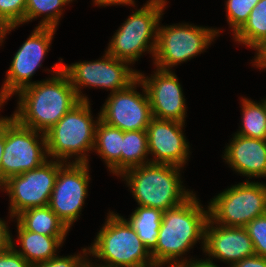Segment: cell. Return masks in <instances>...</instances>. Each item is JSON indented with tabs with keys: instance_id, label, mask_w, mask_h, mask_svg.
I'll return each mask as SVG.
<instances>
[{
	"instance_id": "cell-1",
	"label": "cell",
	"mask_w": 266,
	"mask_h": 267,
	"mask_svg": "<svg viewBox=\"0 0 266 267\" xmlns=\"http://www.w3.org/2000/svg\"><path fill=\"white\" fill-rule=\"evenodd\" d=\"M59 60L51 70L52 78L34 81L17 93L18 107L11 115L21 125L44 134L81 101L62 71L63 59Z\"/></svg>"
},
{
	"instance_id": "cell-2",
	"label": "cell",
	"mask_w": 266,
	"mask_h": 267,
	"mask_svg": "<svg viewBox=\"0 0 266 267\" xmlns=\"http://www.w3.org/2000/svg\"><path fill=\"white\" fill-rule=\"evenodd\" d=\"M198 200L193 194L179 206L163 211L157 245L150 253L155 265L173 266L194 261L182 255L187 254L199 240H202L203 250L209 210H205Z\"/></svg>"
},
{
	"instance_id": "cell-3",
	"label": "cell",
	"mask_w": 266,
	"mask_h": 267,
	"mask_svg": "<svg viewBox=\"0 0 266 267\" xmlns=\"http://www.w3.org/2000/svg\"><path fill=\"white\" fill-rule=\"evenodd\" d=\"M180 169L171 164L147 163L129 168L120 177L126 181L139 206L166 211L194 194L182 185Z\"/></svg>"
},
{
	"instance_id": "cell-4",
	"label": "cell",
	"mask_w": 266,
	"mask_h": 267,
	"mask_svg": "<svg viewBox=\"0 0 266 267\" xmlns=\"http://www.w3.org/2000/svg\"><path fill=\"white\" fill-rule=\"evenodd\" d=\"M107 214L104 226L88 247L89 256L103 264L94 265L89 259V267H154L151 254L125 218L113 211Z\"/></svg>"
},
{
	"instance_id": "cell-5",
	"label": "cell",
	"mask_w": 266,
	"mask_h": 267,
	"mask_svg": "<svg viewBox=\"0 0 266 267\" xmlns=\"http://www.w3.org/2000/svg\"><path fill=\"white\" fill-rule=\"evenodd\" d=\"M81 100L69 110L50 130L45 133L48 158L68 163L73 156L76 163H89L87 153L95 145V121L91 104Z\"/></svg>"
},
{
	"instance_id": "cell-6",
	"label": "cell",
	"mask_w": 266,
	"mask_h": 267,
	"mask_svg": "<svg viewBox=\"0 0 266 267\" xmlns=\"http://www.w3.org/2000/svg\"><path fill=\"white\" fill-rule=\"evenodd\" d=\"M166 0H148L144 6L126 19L112 36L106 52L113 57L134 64L148 51L154 58L158 25Z\"/></svg>"
},
{
	"instance_id": "cell-7",
	"label": "cell",
	"mask_w": 266,
	"mask_h": 267,
	"mask_svg": "<svg viewBox=\"0 0 266 267\" xmlns=\"http://www.w3.org/2000/svg\"><path fill=\"white\" fill-rule=\"evenodd\" d=\"M208 205L206 209L213 223L245 227L256 217L266 214V184L246 179L216 195Z\"/></svg>"
},
{
	"instance_id": "cell-8",
	"label": "cell",
	"mask_w": 266,
	"mask_h": 267,
	"mask_svg": "<svg viewBox=\"0 0 266 267\" xmlns=\"http://www.w3.org/2000/svg\"><path fill=\"white\" fill-rule=\"evenodd\" d=\"M192 24L158 25L157 45L153 63L156 68L171 70L204 52L219 36L220 29ZM206 48V49H205Z\"/></svg>"
},
{
	"instance_id": "cell-9",
	"label": "cell",
	"mask_w": 266,
	"mask_h": 267,
	"mask_svg": "<svg viewBox=\"0 0 266 267\" xmlns=\"http://www.w3.org/2000/svg\"><path fill=\"white\" fill-rule=\"evenodd\" d=\"M46 136L5 117V144L2 158V185L12 176L33 170L48 160Z\"/></svg>"
},
{
	"instance_id": "cell-10",
	"label": "cell",
	"mask_w": 266,
	"mask_h": 267,
	"mask_svg": "<svg viewBox=\"0 0 266 267\" xmlns=\"http://www.w3.org/2000/svg\"><path fill=\"white\" fill-rule=\"evenodd\" d=\"M129 65V62L119 60L105 51L102 59L63 64L62 71L68 76L79 99L89 101L82 93V87L109 89L110 93H114L133 83L138 78L139 71L133 70Z\"/></svg>"
},
{
	"instance_id": "cell-11",
	"label": "cell",
	"mask_w": 266,
	"mask_h": 267,
	"mask_svg": "<svg viewBox=\"0 0 266 267\" xmlns=\"http://www.w3.org/2000/svg\"><path fill=\"white\" fill-rule=\"evenodd\" d=\"M64 163L50 158L39 167L4 182L0 190H5L9 195L10 219L26 209L49 204L58 170Z\"/></svg>"
},
{
	"instance_id": "cell-12",
	"label": "cell",
	"mask_w": 266,
	"mask_h": 267,
	"mask_svg": "<svg viewBox=\"0 0 266 267\" xmlns=\"http://www.w3.org/2000/svg\"><path fill=\"white\" fill-rule=\"evenodd\" d=\"M55 32V28L36 26L19 47L0 90V108L13 94L17 95L21 89L34 84L30 80L37 68L42 67V60L49 51Z\"/></svg>"
},
{
	"instance_id": "cell-13",
	"label": "cell",
	"mask_w": 266,
	"mask_h": 267,
	"mask_svg": "<svg viewBox=\"0 0 266 267\" xmlns=\"http://www.w3.org/2000/svg\"><path fill=\"white\" fill-rule=\"evenodd\" d=\"M89 163L68 162L59 170L48 206L70 230L88 196Z\"/></svg>"
},
{
	"instance_id": "cell-14",
	"label": "cell",
	"mask_w": 266,
	"mask_h": 267,
	"mask_svg": "<svg viewBox=\"0 0 266 267\" xmlns=\"http://www.w3.org/2000/svg\"><path fill=\"white\" fill-rule=\"evenodd\" d=\"M141 86L142 94L136 87ZM100 110V119L125 131H146L153 119L147 92L141 80L137 78L127 88L110 93Z\"/></svg>"
},
{
	"instance_id": "cell-15",
	"label": "cell",
	"mask_w": 266,
	"mask_h": 267,
	"mask_svg": "<svg viewBox=\"0 0 266 267\" xmlns=\"http://www.w3.org/2000/svg\"><path fill=\"white\" fill-rule=\"evenodd\" d=\"M145 87L153 118L185 123L187 108L182 86L172 70L156 68L150 77L138 72Z\"/></svg>"
},
{
	"instance_id": "cell-16",
	"label": "cell",
	"mask_w": 266,
	"mask_h": 267,
	"mask_svg": "<svg viewBox=\"0 0 266 267\" xmlns=\"http://www.w3.org/2000/svg\"><path fill=\"white\" fill-rule=\"evenodd\" d=\"M185 123L153 118L147 127L150 163L171 164L181 168L190 155L189 142L183 133ZM154 154V155H153Z\"/></svg>"
},
{
	"instance_id": "cell-17",
	"label": "cell",
	"mask_w": 266,
	"mask_h": 267,
	"mask_svg": "<svg viewBox=\"0 0 266 267\" xmlns=\"http://www.w3.org/2000/svg\"><path fill=\"white\" fill-rule=\"evenodd\" d=\"M203 253L214 263L219 259L233 267L240 260L255 255L253 242L245 227H226L208 220L205 227ZM212 257V259H211Z\"/></svg>"
},
{
	"instance_id": "cell-18",
	"label": "cell",
	"mask_w": 266,
	"mask_h": 267,
	"mask_svg": "<svg viewBox=\"0 0 266 267\" xmlns=\"http://www.w3.org/2000/svg\"><path fill=\"white\" fill-rule=\"evenodd\" d=\"M225 146L223 159L236 173L252 177H266V140L234 134Z\"/></svg>"
},
{
	"instance_id": "cell-19",
	"label": "cell",
	"mask_w": 266,
	"mask_h": 267,
	"mask_svg": "<svg viewBox=\"0 0 266 267\" xmlns=\"http://www.w3.org/2000/svg\"><path fill=\"white\" fill-rule=\"evenodd\" d=\"M17 239L21 249L17 250L11 235V245L32 266L57 256V250L63 245L66 236H46L26 230L18 221Z\"/></svg>"
},
{
	"instance_id": "cell-20",
	"label": "cell",
	"mask_w": 266,
	"mask_h": 267,
	"mask_svg": "<svg viewBox=\"0 0 266 267\" xmlns=\"http://www.w3.org/2000/svg\"><path fill=\"white\" fill-rule=\"evenodd\" d=\"M124 132L103 122L100 118L95 129L96 151L105 162L109 171L117 177L121 174V151Z\"/></svg>"
},
{
	"instance_id": "cell-21",
	"label": "cell",
	"mask_w": 266,
	"mask_h": 267,
	"mask_svg": "<svg viewBox=\"0 0 266 267\" xmlns=\"http://www.w3.org/2000/svg\"><path fill=\"white\" fill-rule=\"evenodd\" d=\"M15 218L26 230L46 236H67L70 231L48 205L26 209Z\"/></svg>"
},
{
	"instance_id": "cell-22",
	"label": "cell",
	"mask_w": 266,
	"mask_h": 267,
	"mask_svg": "<svg viewBox=\"0 0 266 267\" xmlns=\"http://www.w3.org/2000/svg\"><path fill=\"white\" fill-rule=\"evenodd\" d=\"M162 216L163 211L160 209L138 206L130 218L125 219L136 231L149 253L156 248Z\"/></svg>"
},
{
	"instance_id": "cell-23",
	"label": "cell",
	"mask_w": 266,
	"mask_h": 267,
	"mask_svg": "<svg viewBox=\"0 0 266 267\" xmlns=\"http://www.w3.org/2000/svg\"><path fill=\"white\" fill-rule=\"evenodd\" d=\"M233 38L238 44L257 50L255 54L266 47V0L257 2L247 22Z\"/></svg>"
},
{
	"instance_id": "cell-24",
	"label": "cell",
	"mask_w": 266,
	"mask_h": 267,
	"mask_svg": "<svg viewBox=\"0 0 266 267\" xmlns=\"http://www.w3.org/2000/svg\"><path fill=\"white\" fill-rule=\"evenodd\" d=\"M241 103V126L235 134L266 140V99L256 103L244 97Z\"/></svg>"
},
{
	"instance_id": "cell-25",
	"label": "cell",
	"mask_w": 266,
	"mask_h": 267,
	"mask_svg": "<svg viewBox=\"0 0 266 267\" xmlns=\"http://www.w3.org/2000/svg\"><path fill=\"white\" fill-rule=\"evenodd\" d=\"M148 155L147 132L141 130L125 131L121 151V173L129 168L150 163Z\"/></svg>"
},
{
	"instance_id": "cell-26",
	"label": "cell",
	"mask_w": 266,
	"mask_h": 267,
	"mask_svg": "<svg viewBox=\"0 0 266 267\" xmlns=\"http://www.w3.org/2000/svg\"><path fill=\"white\" fill-rule=\"evenodd\" d=\"M73 0H26L25 23L44 15L38 27L57 28L63 8Z\"/></svg>"
},
{
	"instance_id": "cell-27",
	"label": "cell",
	"mask_w": 266,
	"mask_h": 267,
	"mask_svg": "<svg viewBox=\"0 0 266 267\" xmlns=\"http://www.w3.org/2000/svg\"><path fill=\"white\" fill-rule=\"evenodd\" d=\"M26 0H0V44L7 33L25 23ZM0 45V46H1Z\"/></svg>"
},
{
	"instance_id": "cell-28",
	"label": "cell",
	"mask_w": 266,
	"mask_h": 267,
	"mask_svg": "<svg viewBox=\"0 0 266 267\" xmlns=\"http://www.w3.org/2000/svg\"><path fill=\"white\" fill-rule=\"evenodd\" d=\"M259 0H227L226 17L235 35L247 22L249 14Z\"/></svg>"
},
{
	"instance_id": "cell-29",
	"label": "cell",
	"mask_w": 266,
	"mask_h": 267,
	"mask_svg": "<svg viewBox=\"0 0 266 267\" xmlns=\"http://www.w3.org/2000/svg\"><path fill=\"white\" fill-rule=\"evenodd\" d=\"M256 255L266 257V214L256 217L245 226Z\"/></svg>"
},
{
	"instance_id": "cell-30",
	"label": "cell",
	"mask_w": 266,
	"mask_h": 267,
	"mask_svg": "<svg viewBox=\"0 0 266 267\" xmlns=\"http://www.w3.org/2000/svg\"><path fill=\"white\" fill-rule=\"evenodd\" d=\"M82 254L69 256H55L50 260L33 265L32 267H89L87 258L88 248H82Z\"/></svg>"
},
{
	"instance_id": "cell-31",
	"label": "cell",
	"mask_w": 266,
	"mask_h": 267,
	"mask_svg": "<svg viewBox=\"0 0 266 267\" xmlns=\"http://www.w3.org/2000/svg\"><path fill=\"white\" fill-rule=\"evenodd\" d=\"M0 267H32V265L10 244L0 250Z\"/></svg>"
},
{
	"instance_id": "cell-32",
	"label": "cell",
	"mask_w": 266,
	"mask_h": 267,
	"mask_svg": "<svg viewBox=\"0 0 266 267\" xmlns=\"http://www.w3.org/2000/svg\"><path fill=\"white\" fill-rule=\"evenodd\" d=\"M233 267H266V257L255 254L240 260Z\"/></svg>"
},
{
	"instance_id": "cell-33",
	"label": "cell",
	"mask_w": 266,
	"mask_h": 267,
	"mask_svg": "<svg viewBox=\"0 0 266 267\" xmlns=\"http://www.w3.org/2000/svg\"><path fill=\"white\" fill-rule=\"evenodd\" d=\"M11 234L7 222L0 218V250L11 244Z\"/></svg>"
},
{
	"instance_id": "cell-34",
	"label": "cell",
	"mask_w": 266,
	"mask_h": 267,
	"mask_svg": "<svg viewBox=\"0 0 266 267\" xmlns=\"http://www.w3.org/2000/svg\"><path fill=\"white\" fill-rule=\"evenodd\" d=\"M5 144V117L0 118V187L2 186V158Z\"/></svg>"
},
{
	"instance_id": "cell-35",
	"label": "cell",
	"mask_w": 266,
	"mask_h": 267,
	"mask_svg": "<svg viewBox=\"0 0 266 267\" xmlns=\"http://www.w3.org/2000/svg\"><path fill=\"white\" fill-rule=\"evenodd\" d=\"M97 6H112V5H133L135 6V0H94L93 1Z\"/></svg>"
},
{
	"instance_id": "cell-36",
	"label": "cell",
	"mask_w": 266,
	"mask_h": 267,
	"mask_svg": "<svg viewBox=\"0 0 266 267\" xmlns=\"http://www.w3.org/2000/svg\"><path fill=\"white\" fill-rule=\"evenodd\" d=\"M175 267H219L215 263H209L207 261L202 260H195L194 261H189V262H183V263H178L174 265Z\"/></svg>"
},
{
	"instance_id": "cell-37",
	"label": "cell",
	"mask_w": 266,
	"mask_h": 267,
	"mask_svg": "<svg viewBox=\"0 0 266 267\" xmlns=\"http://www.w3.org/2000/svg\"><path fill=\"white\" fill-rule=\"evenodd\" d=\"M254 61L252 62L254 66H256L259 69H265L266 68V47L262 49L258 54L254 56Z\"/></svg>"
},
{
	"instance_id": "cell-38",
	"label": "cell",
	"mask_w": 266,
	"mask_h": 267,
	"mask_svg": "<svg viewBox=\"0 0 266 267\" xmlns=\"http://www.w3.org/2000/svg\"><path fill=\"white\" fill-rule=\"evenodd\" d=\"M154 267H163V265H155ZM164 267H165V265H164ZM167 267V266H166ZM168 267H175L174 265L173 266H169L168 265Z\"/></svg>"
}]
</instances>
